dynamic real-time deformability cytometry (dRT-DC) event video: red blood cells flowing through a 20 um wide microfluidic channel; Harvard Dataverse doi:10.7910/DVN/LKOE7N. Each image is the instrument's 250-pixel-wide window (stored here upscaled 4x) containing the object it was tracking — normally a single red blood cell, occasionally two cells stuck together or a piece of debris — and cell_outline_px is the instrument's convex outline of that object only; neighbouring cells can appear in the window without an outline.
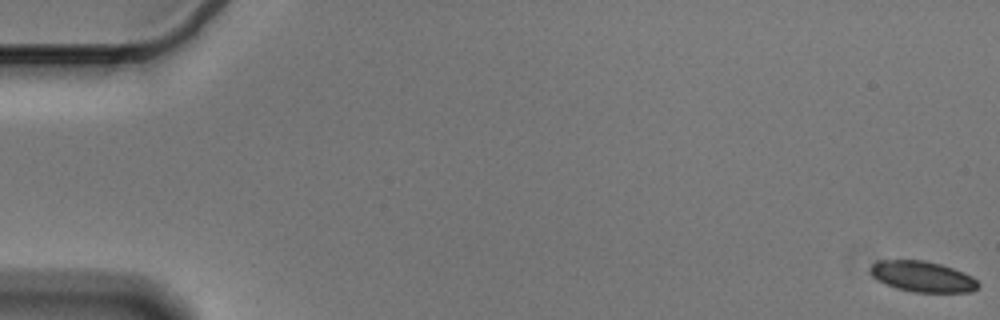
{"species": "Egyptian fruit bat (a non-hibernating species)", "species_latin": "Rousettus aegyptiacus", "temperature_condition": "cold", "stored_images_in_passage": 58, "camera_frame_rate_fps": 3000, "um_per_image_px": 0.085, "animal": {"sex": "male"}, "frame": {"image": 1, "passage_image": 1, "time_ms": 0.0, "image_size_px": [1000, 320], "cell_outline_px": [[980, 284], [972, 292], [912, 292], [896, 288], [872, 276], [868, 272], [868, 268], [876, 260], [924, 260], [940, 264], [952, 268], [972, 276]], "centroid_in_image_um": [78.38, 23.5], "position_along_channel_um": 6.6, "area_um2": 19.31}}
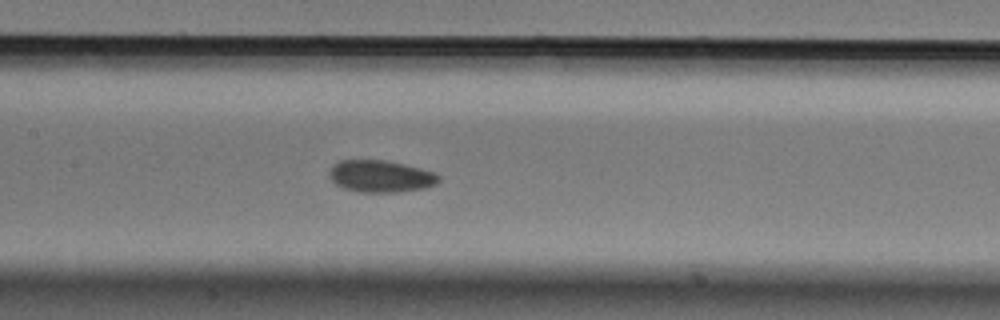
{"frame": {"image": 2, "passage_image": 28, "time_ms": 9.0, "image_size_px": [1000, 320], "cell_outline_px": [[440, 180], [436, 184], [428, 188], [396, 192], [356, 192], [344, 188], [336, 184], [328, 176], [328, 172], [332, 164], [340, 160], [384, 160], [404, 164], [420, 168], [432, 172], [440, 176]], "centroid_in_image_um": [32.33, 14.99], "position_along_channel_um": 175.1, "area_um2": 20.58}}
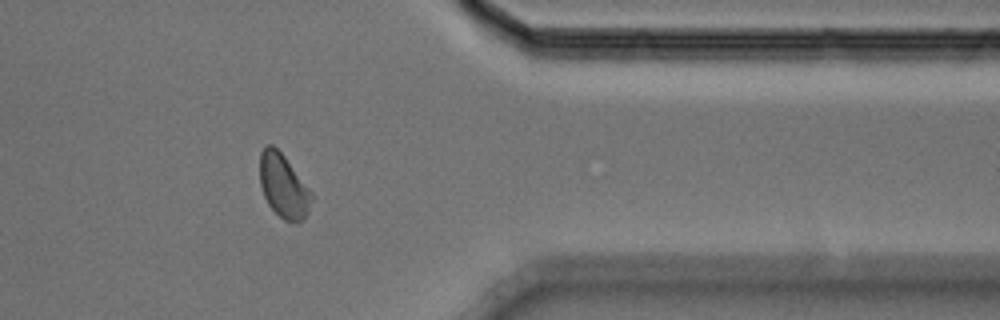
{"frame": {"image": 3, "passage_image": 47, "time_ms": 15.333, "image_size_px": [1000, 320], "cell_outline_px": [[312, 200], [308, 212], [304, 220], [296, 224], [284, 220], [268, 204], [264, 196], [260, 184], [260, 152], [268, 144], [272, 144], [284, 156], [312, 192]], "centroid_in_image_um": [24.1, 15.84], "position_along_channel_um": 387.3, "area_um2": 19.13}, "authors_computed_cell_mechanics": {"area_um2": 19.7098, "velocity_mm_per_s": 3.5657, "shape_relaxation_time_tau1_ms": 6.7468, "shape_relaxation_time_tau2_ms": 9.611, "deformation_change_tau1": 0.0884, "deformation_change_tau2": 0.1244}}